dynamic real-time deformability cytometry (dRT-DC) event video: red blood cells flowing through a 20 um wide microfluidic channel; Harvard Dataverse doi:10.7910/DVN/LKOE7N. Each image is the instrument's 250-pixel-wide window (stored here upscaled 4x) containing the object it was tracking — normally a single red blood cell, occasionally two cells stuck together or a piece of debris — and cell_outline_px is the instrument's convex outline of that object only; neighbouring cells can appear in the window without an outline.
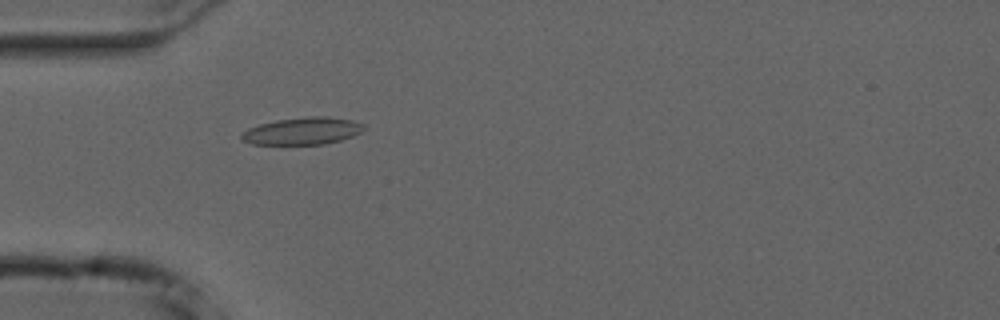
{"species": "common noctule bat (a hibernating species)", "species_latin": "Nyctalus noctula", "temperature_condition": "cold", "stored_images_in_passage": 39, "camera_frame_rate_fps": 3000, "um_per_image_px": 0.085, "animal": {"sex": "male", "forearm_length_mm": 52.5}, "frame": {"image": 1, "passage_image": 1, "time_ms": 0.0, "image_size_px": [1000, 320], "cell_outline_px": [[364, 128], [360, 132], [352, 136], [340, 140], [324, 144], [252, 144], [244, 140], [240, 136], [248, 128], [260, 124], [276, 120], [308, 116], [328, 116], [352, 120], [364, 124]], "centroid_in_image_um": [25.73, 11.12], "position_along_channel_um": 59.3, "area_um2": 19.25}}
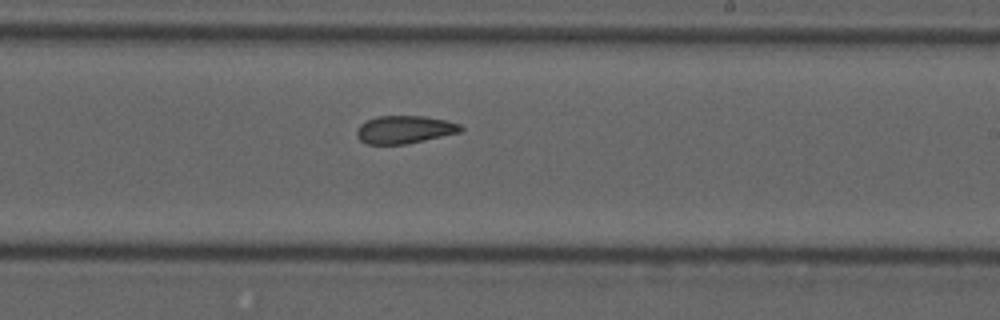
{"frame": {"image": 2, "passage_image": 17, "time_ms": 5.333, "image_size_px": [1000, 320], "cell_outline_px": [[464, 128], [460, 132], [408, 144], [368, 144], [360, 140], [356, 136], [356, 132], [360, 124], [376, 116], [424, 116], [444, 120], [460, 124]], "centroid_in_image_um": [34.37, 11.01], "position_along_channel_um": 254.6, "area_um2": 16.82}}
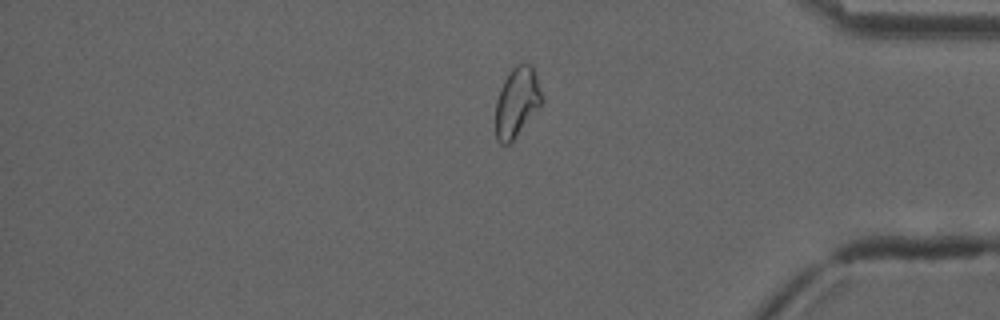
{"frame": {"image": 3, "passage_image": 30, "time_ms": 9.667, "image_size_px": [1000, 320], "cell_outline_px": [[544, 100], [516, 136], [508, 144], [500, 144], [496, 140], [496, 100], [500, 88], [504, 80], [512, 68], [516, 64], [528, 64], [532, 68], [536, 76]], "centroid_in_image_um": [43.91, 8.69], "position_along_channel_um": 391.3, "area_um2": 18.44}, "authors_computed_cell_mechanics": {"area_um2": 17.6868, "velocity_mm_per_s": 3.7226, "shape_relaxation_time_tau1_ms": null, "shape_relaxation_time_tau2_ms": 2.6527, "deformation_change_tau1": null, "deformation_change_tau2": 0.0861}}